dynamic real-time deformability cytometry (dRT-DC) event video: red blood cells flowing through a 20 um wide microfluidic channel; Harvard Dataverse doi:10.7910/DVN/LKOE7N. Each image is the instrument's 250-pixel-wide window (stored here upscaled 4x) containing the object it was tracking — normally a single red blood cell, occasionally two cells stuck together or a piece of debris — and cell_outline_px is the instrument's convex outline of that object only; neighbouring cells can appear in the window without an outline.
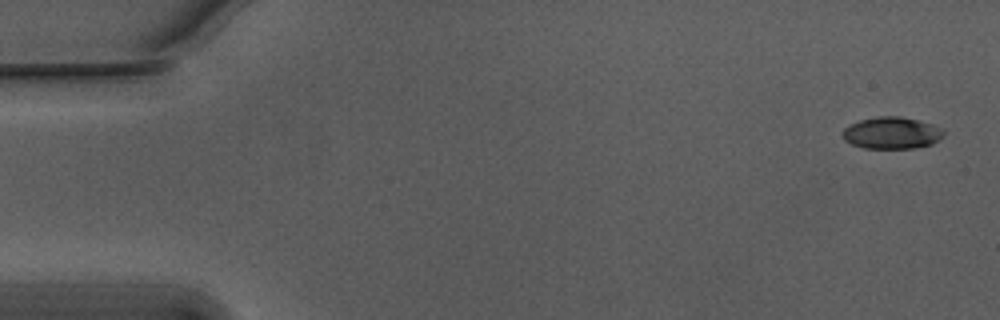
{"species": "Egyptian fruit bat (a non-hibernating species)", "species_latin": "Rousettus aegyptiacus", "temperature_condition": "warm", "stored_images_in_passage": 5, "camera_frame_rate_fps": 3000, "um_per_image_px": 0.085, "animal": {"sex": "male"}, "frame": {"image": 1, "passage_image": 1, "time_ms": 0.0, "image_size_px": [1000, 320], "cell_outline_px": [[944, 136], [932, 144], [916, 148], [864, 148], [852, 144], [844, 140], [840, 132], [844, 128], [860, 120], [880, 116], [900, 116], [932, 124], [944, 128]], "centroid_in_image_um": [75.81, 11.3], "position_along_channel_um": 9.2, "area_um2": 18.84}}